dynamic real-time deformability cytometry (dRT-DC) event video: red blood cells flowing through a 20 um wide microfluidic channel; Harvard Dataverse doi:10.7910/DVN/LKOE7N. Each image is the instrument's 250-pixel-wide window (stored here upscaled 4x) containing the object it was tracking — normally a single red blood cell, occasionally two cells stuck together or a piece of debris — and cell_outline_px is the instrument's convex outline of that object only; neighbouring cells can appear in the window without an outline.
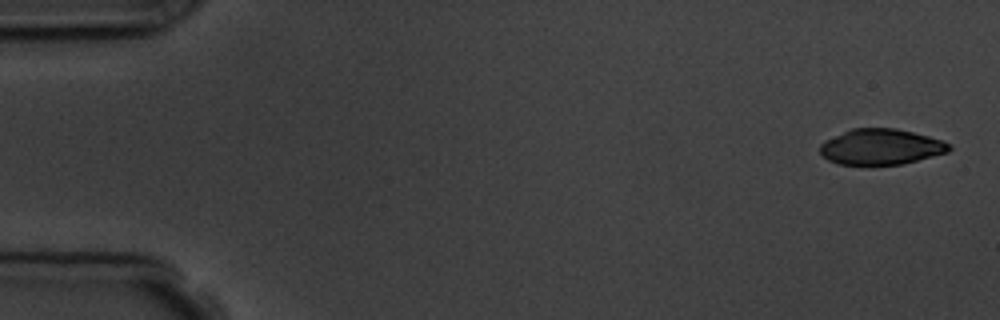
{"species": "common noctule bat (a hibernating species)", "species_latin": "Nyctalus noctula", "temperature_condition": "room temperature", "stored_images_in_passage": 5, "camera_frame_rate_fps": 3000, "um_per_image_px": 0.085, "animal": {"sex": "male", "body_mass_g": 19.5, "forearm_length_mm": 54.6}, "frame": {"image": 1, "passage_image": 1, "time_ms": 0.0, "image_size_px": [1000, 320], "cell_outline_px": [[952, 148], [948, 152], [904, 164], [836, 164], [828, 160], [820, 152], [820, 144], [824, 140], [852, 128], [896, 128], [928, 136], [940, 140], [948, 144]], "centroid_in_image_um": [74.86, 12.48], "position_along_channel_um": 10.1, "area_um2": 26.7}}
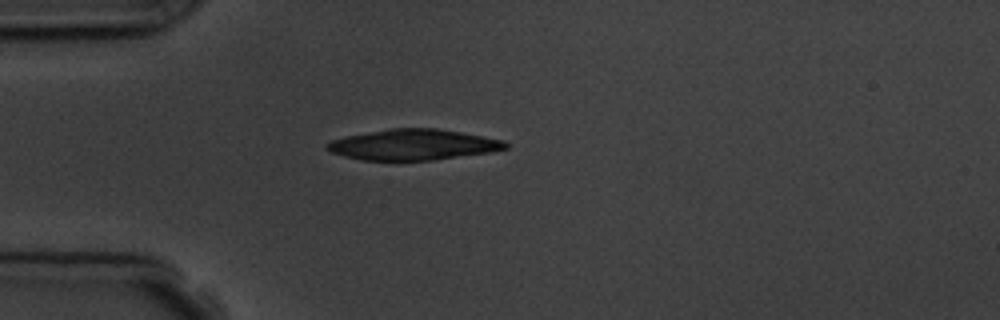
{"frame": {"image": 2, "passage_image": 5, "time_ms": 4.333, "image_size_px": [1000, 320], "cell_outline_px": [[508, 148], [492, 152], [432, 160], [364, 160], [344, 156], [332, 152], [324, 148], [324, 144], [332, 140], [344, 136], [392, 128], [436, 128], [460, 132], [504, 140], [508, 144]], "centroid_in_image_um": [35.11, 12.29], "position_along_channel_um": 49.9, "area_um2": 31.91}}